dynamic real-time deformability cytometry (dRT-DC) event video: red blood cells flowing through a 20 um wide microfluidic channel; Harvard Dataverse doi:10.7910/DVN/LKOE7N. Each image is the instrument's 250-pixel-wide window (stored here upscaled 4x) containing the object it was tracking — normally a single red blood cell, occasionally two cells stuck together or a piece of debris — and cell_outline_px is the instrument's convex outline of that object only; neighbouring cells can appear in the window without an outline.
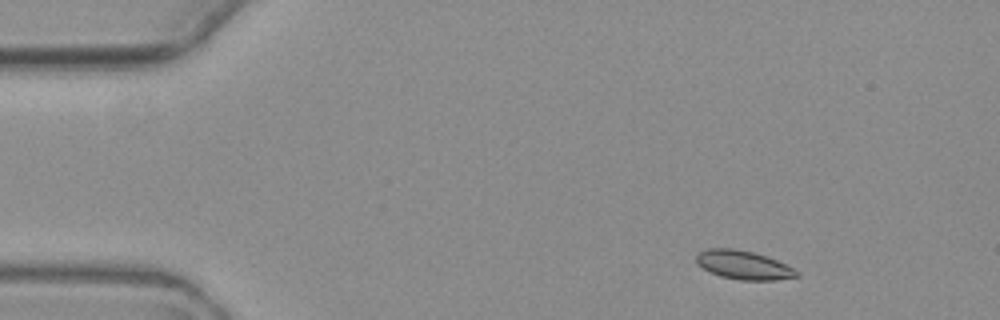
{"species": "common noctule bat (a hibernating species)", "species_latin": "Nyctalus noctula", "temperature_condition": "warm", "stored_images_in_passage": 4, "camera_frame_rate_fps": 3000, "um_per_image_px": 0.085, "animal": {"sex": "female", "body_mass_g": 19.3, "forearm_length_mm": 54.1}, "frame": {"image": 1, "passage_image": 2, "time_ms": 1.333, "image_size_px": [1000, 320], "cell_outline_px": [[800, 276], [776, 280], [740, 280], [720, 276], [696, 264], [696, 256], [700, 252], [708, 248], [732, 248], [752, 252], [776, 260], [800, 272]], "centroid_in_image_um": [63.2, 22.53], "position_along_channel_um": 21.8, "area_um2": 16.59}}